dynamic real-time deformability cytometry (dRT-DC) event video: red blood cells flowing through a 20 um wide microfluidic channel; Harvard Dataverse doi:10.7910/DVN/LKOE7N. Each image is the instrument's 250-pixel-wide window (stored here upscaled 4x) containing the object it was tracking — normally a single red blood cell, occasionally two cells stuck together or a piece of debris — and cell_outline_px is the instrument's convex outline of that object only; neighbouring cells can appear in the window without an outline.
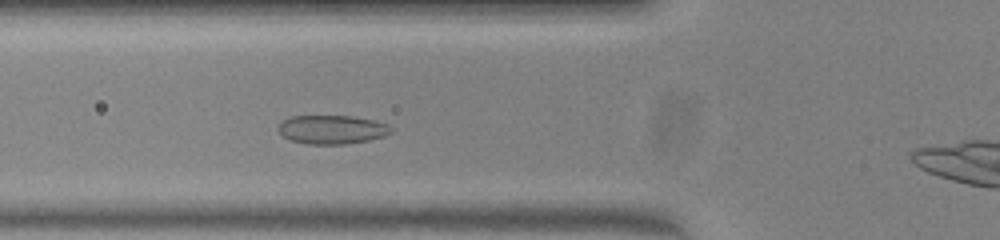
{"species": "common noctule bat (a hibernating species)", "species_latin": "Nyctalus noctula", "temperature_condition": "warm", "stored_images_in_passage": 44, "camera_frame_rate_fps": 3000, "um_per_image_px": 0.085, "animal": {"sex": "female", "body_mass_g": 23.0, "forearm_length_mm": 53.4}, "frame": {"image": 1, "passage_image": 10, "time_ms": 3.0, "image_size_px": [1000, 240], "cell_outline_px": [[392, 132], [384, 136], [368, 140], [344, 144], [308, 144], [292, 140], [284, 136], [276, 128], [280, 120], [288, 116], [352, 116], [376, 120], [388, 124], [392, 128]], "centroid_in_image_um": [28.2, 10.99], "position_along_channel_um": 97.6, "area_um2": 19.07}}
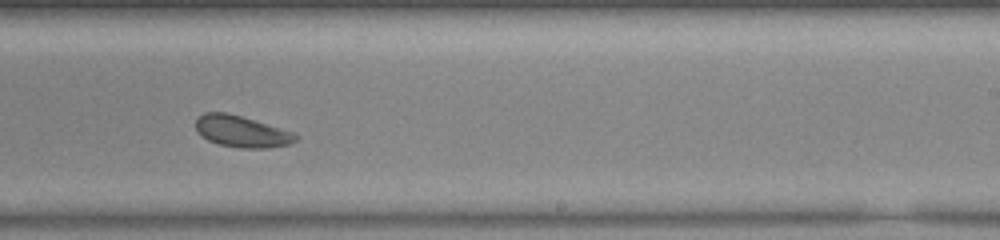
{"frame": {"image": 2, "passage_image": 23, "time_ms": 7.333, "image_size_px": [1000, 240], "cell_outline_px": [[300, 136], [296, 140], [288, 144], [264, 148], [240, 148], [220, 144], [208, 140], [200, 136], [196, 132], [196, 120], [204, 112], [228, 112], [296, 132]], "centroid_in_image_um": [20.55, 11.16], "position_along_channel_um": 268.5, "area_um2": 18.5}}
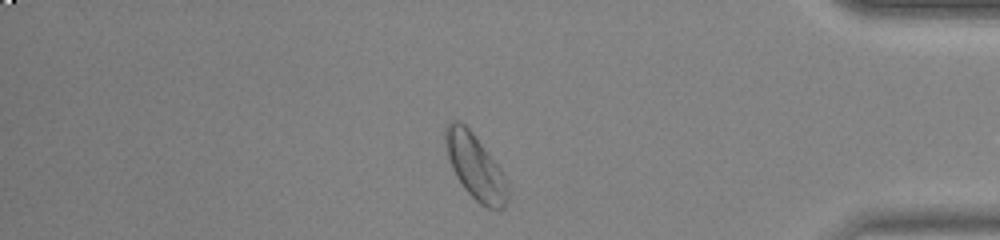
{"frame": {"image": 3, "passage_image": 35, "time_ms": 11.333, "image_size_px": [1000, 240], "cell_outline_px": [[508, 200], [504, 208], [488, 208], [480, 204], [464, 188], [456, 176], [452, 168], [448, 156], [444, 140], [444, 132], [448, 124], [452, 120], [456, 120], [464, 124], [472, 132], [500, 168], [504, 176], [508, 188]], "centroid_in_image_um": [40.39, 14.17], "position_along_channel_um": 394.8, "area_um2": 23.24}}